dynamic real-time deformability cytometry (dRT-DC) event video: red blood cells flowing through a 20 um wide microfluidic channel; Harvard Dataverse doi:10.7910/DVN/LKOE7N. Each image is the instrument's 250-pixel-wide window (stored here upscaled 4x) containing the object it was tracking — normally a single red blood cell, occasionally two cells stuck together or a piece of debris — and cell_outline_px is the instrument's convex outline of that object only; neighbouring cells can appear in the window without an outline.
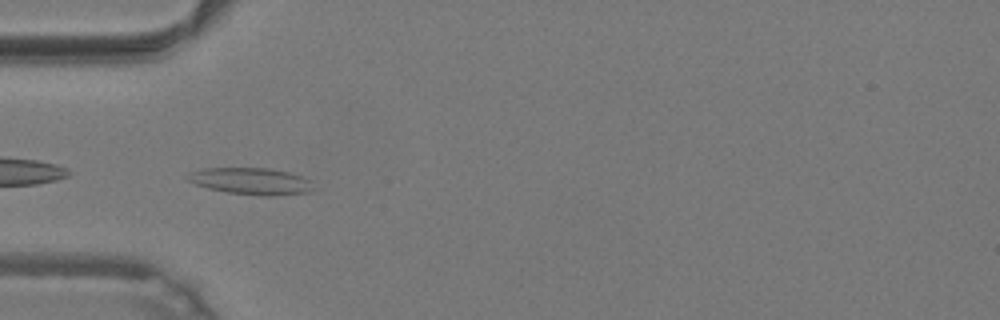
{"species": "common noctule bat (a hibernating species)", "species_latin": "Nyctalus noctula", "temperature_condition": "warm", "stored_images_in_passage": 38, "camera_frame_rate_fps": 3000, "um_per_image_px": 0.085, "animal": {"sex": "male", "body_mass_g": 19.2, "forearm_length_mm": 51.8}, "frame": {"image": 1, "passage_image": 5, "time_ms": 1.333, "image_size_px": [1000, 320], "cell_outline_px": [[316, 188], [308, 192], [276, 196], [260, 196], [228, 192], [208, 188], [196, 184], [188, 180], [184, 176], [192, 172], [204, 168], [268, 168], [288, 172], [304, 176]], "centroid_in_image_um": [21.37, 15.4], "position_along_channel_um": 63.6, "area_um2": 19.65}}
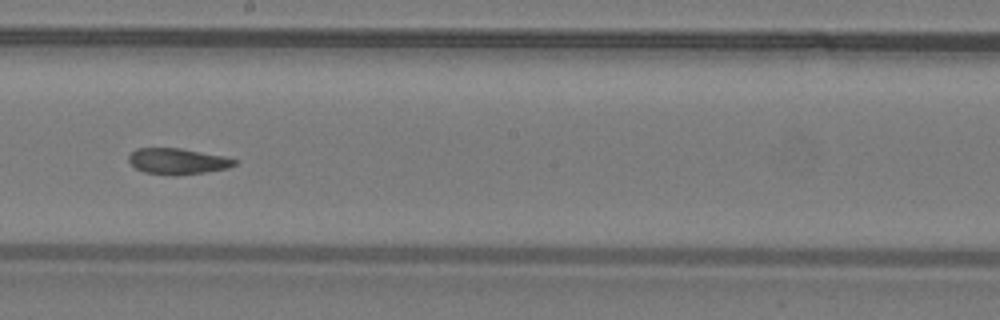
{"frame": {"image": 2, "passage_image": 17, "time_ms": 5.333, "image_size_px": [1000, 320], "cell_outline_px": [[236, 164], [228, 168], [204, 172], [176, 176], [172, 176], [144, 172], [136, 168], [128, 160], [128, 156], [136, 148], [180, 148], [224, 156], [236, 160]], "centroid_in_image_um": [15.07, 13.71], "position_along_channel_um": 233.1, "area_um2": 16.01}}
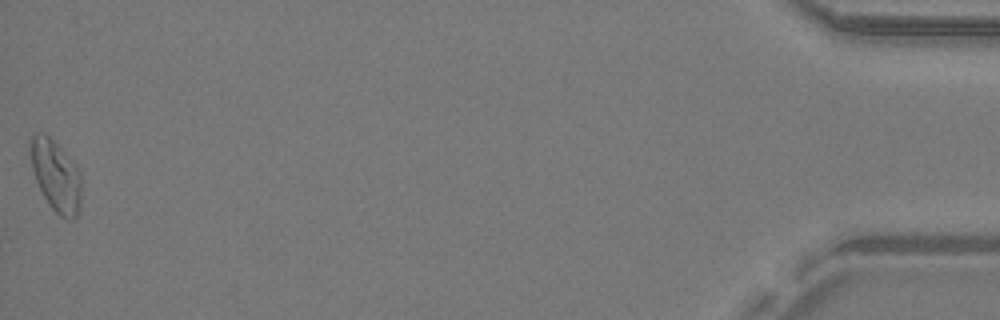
{"frame": {"image": 3, "passage_image": 38, "time_ms": 12.333, "image_size_px": [1000, 320], "cell_outline_px": [[80, 212], [72, 220], [68, 220], [60, 216], [52, 208], [44, 196], [36, 180], [32, 168], [28, 140], [36, 132], [44, 132], [76, 164], [80, 172]], "centroid_in_image_um": [4.74, 14.93], "position_along_channel_um": 430.5, "area_um2": 21.15}, "authors_computed_cell_mechanics": {"area_um2": 17.051, "velocity_mm_per_s": 4.2603, "shape_relaxation_time_tau1_ms": null, "shape_relaxation_time_tau2_ms": 2.3854, "deformation_change_tau1": null, "deformation_change_tau2": 0.0925}}